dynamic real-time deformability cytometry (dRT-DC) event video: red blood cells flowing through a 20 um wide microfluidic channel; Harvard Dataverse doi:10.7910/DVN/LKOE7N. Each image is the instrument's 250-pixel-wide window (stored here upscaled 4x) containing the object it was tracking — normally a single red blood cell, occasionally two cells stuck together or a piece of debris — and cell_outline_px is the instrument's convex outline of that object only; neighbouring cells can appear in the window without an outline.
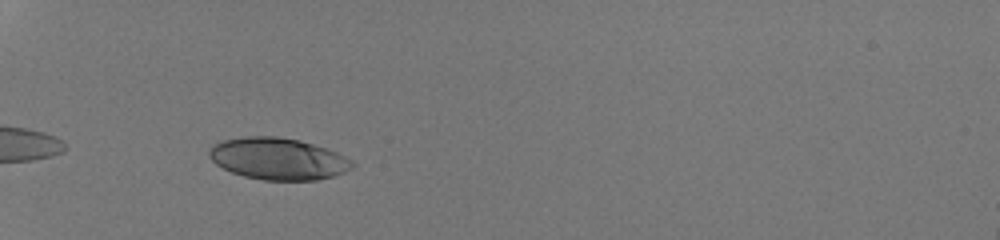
{"species": "human", "species_latin": "Homo sapiens", "temperature_condition": "room temperature", "stored_images_in_passage": 31, "camera_frame_rate_fps": 3000, "um_per_image_px": 0.085, "donor": {"sex": "male"}, "frame": {"image": 1, "passage_image": 3, "time_ms": 0.667, "image_size_px": [1000, 240], "cell_outline_px": [[356, 164], [352, 168], [344, 172], [332, 176], [316, 180], [264, 180], [244, 176], [232, 172], [216, 164], [208, 156], [208, 152], [216, 144], [224, 140], [244, 136], [276, 136], [300, 140], [336, 152], [352, 160]], "centroid_in_image_um": [23.65, 13.49], "position_along_channel_um": 61.4, "area_um2": 34.62}}
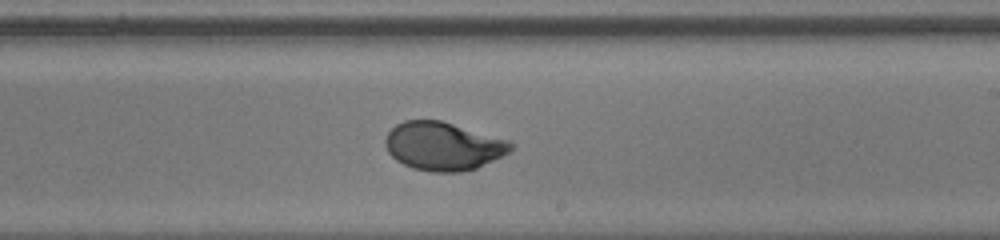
{"frame": {"image": 2, "passage_image": 18, "time_ms": 5.667, "image_size_px": [1000, 240], "cell_outline_px": [[512, 148], [508, 152], [476, 168], [460, 172], [432, 172], [412, 168], [396, 160], [388, 152], [384, 144], [384, 140], [388, 132], [396, 124], [404, 120], [440, 120], [508, 140], [512, 144]], "centroid_in_image_um": [37.61, 12.42], "position_along_channel_um": 251.4, "area_um2": 35.03}}
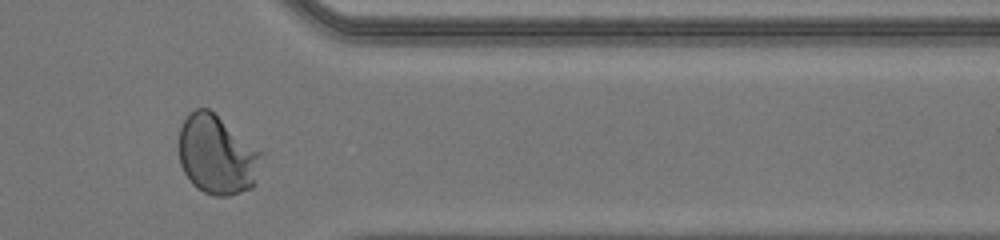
{"frame": {"image": 3, "passage_image": 28, "time_ms": 9.0, "image_size_px": [1000, 240], "cell_outline_px": [[260, 152], [256, 184], [252, 188], [228, 196], [212, 196], [196, 188], [192, 184], [184, 172], [180, 164], [180, 128], [184, 120], [196, 108], [208, 108]], "centroid_in_image_um": [18.4, 13.21], "position_along_channel_um": 393.0, "area_um2": 37.22}, "authors_computed_cell_mechanics": {"area_um2": 35.1424, "velocity_mm_per_s": 4.3407, "shape_relaxation_time_tau1_ms": 2.7876, "shape_relaxation_time_tau2_ms": null, "deformation_change_tau1": 0.1742, "deformation_change_tau2": null}}